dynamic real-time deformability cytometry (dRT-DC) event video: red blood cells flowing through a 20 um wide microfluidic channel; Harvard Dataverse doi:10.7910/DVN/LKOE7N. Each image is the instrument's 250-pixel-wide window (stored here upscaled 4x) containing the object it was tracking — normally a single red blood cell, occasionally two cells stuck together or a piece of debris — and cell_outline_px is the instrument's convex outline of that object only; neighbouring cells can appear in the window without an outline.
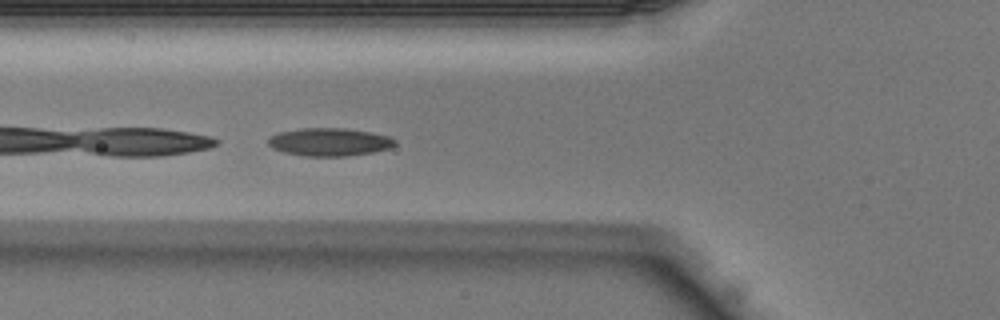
{"species": "Egyptian fruit bat (a non-hibernating species)", "species_latin": "Rousettus aegyptiacus", "temperature_condition": "warm", "stored_images_in_passage": 40, "camera_frame_rate_fps": 3000, "um_per_image_px": 0.085, "animal": {"sex": "male"}, "frame": {"image": 1, "passage_image": 15, "time_ms": 4.667, "image_size_px": [1000, 320], "cell_outline_px": [[396, 144], [388, 148], [372, 152], [348, 156], [304, 156], [284, 152], [272, 148], [268, 144], [268, 140], [272, 136], [280, 132], [300, 128], [344, 128], [372, 132], [388, 136], [396, 140]], "centroid_in_image_um": [28.01, 12.07], "position_along_channel_um": 97.8, "area_um2": 20.58}}
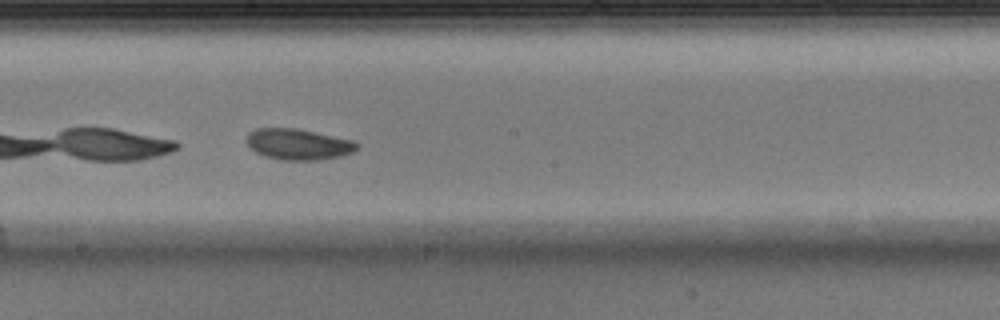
{"frame": {"image": 2, "passage_image": 23, "time_ms": 7.333, "image_size_px": [1000, 320], "cell_outline_px": [[360, 148], [352, 152], [340, 156], [320, 160], [280, 160], [264, 156], [256, 152], [244, 140], [248, 132], [256, 128], [296, 128], [352, 140], [360, 144]], "centroid_in_image_um": [25.34, 12.26], "position_along_channel_um": 222.9, "area_um2": 20.06}}
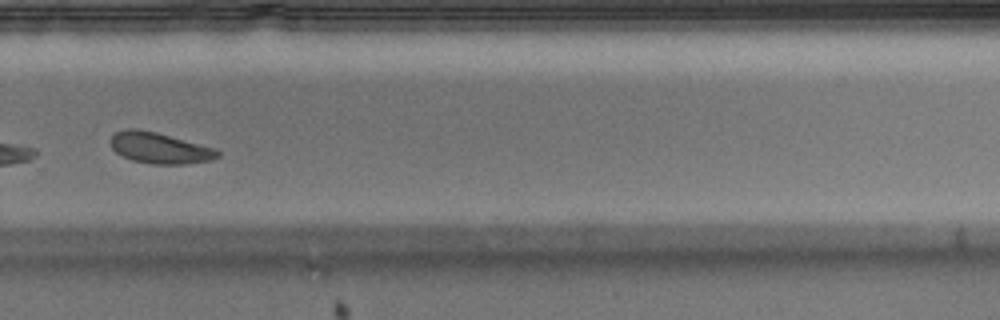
{"frame": {"image": 3, "passage_image": 29, "time_ms": 9.333, "image_size_px": [1000, 320], "cell_outline_px": [[220, 156], [212, 160], [188, 164], [152, 164], [132, 160], [116, 152], [112, 148], [108, 140], [116, 132], [124, 128], [136, 128], [156, 132], [216, 148], [220, 152]], "centroid_in_image_um": [13.57, 12.57], "position_along_channel_um": 316.2, "area_um2": 19.54}}